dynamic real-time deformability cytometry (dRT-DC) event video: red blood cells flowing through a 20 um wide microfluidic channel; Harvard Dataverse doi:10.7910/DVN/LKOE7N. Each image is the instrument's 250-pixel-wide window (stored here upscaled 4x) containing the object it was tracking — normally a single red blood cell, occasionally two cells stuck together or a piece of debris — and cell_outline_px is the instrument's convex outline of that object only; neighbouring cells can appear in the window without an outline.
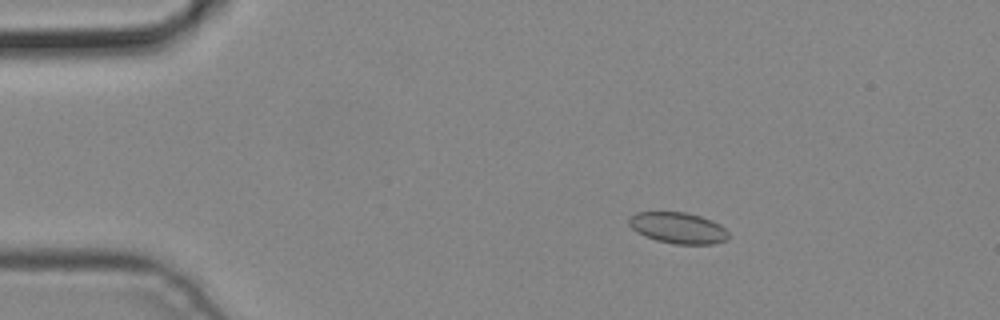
{"species": "common noctule bat (a hibernating species)", "species_latin": "Nyctalus noctula", "temperature_condition": "cold", "stored_images_in_passage": 6, "camera_frame_rate_fps": 3000, "um_per_image_px": 0.085, "animal": {"sex": "male", "body_mass_g": 19.2, "forearm_length_mm": 51.8}, "frame": {"image": 1, "passage_image": 3, "time_ms": 0.667, "image_size_px": [1000, 320], "cell_outline_px": [[728, 240], [712, 244], [676, 244], [656, 240], [644, 236], [636, 232], [628, 224], [628, 220], [636, 212], [684, 212], [700, 216], [712, 220], [720, 224], [728, 232]], "centroid_in_image_um": [57.64, 19.37], "position_along_channel_um": 27.4, "area_um2": 18.09}}
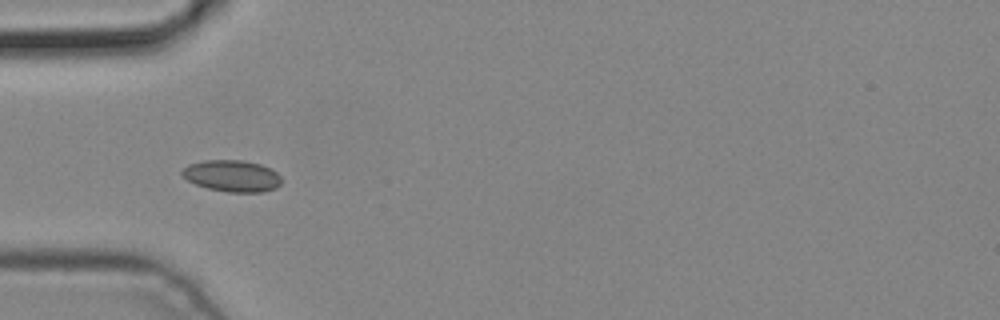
{"frame": {"image": 2, "passage_image": 5, "time_ms": 1.333, "image_size_px": [1000, 320], "cell_outline_px": [[284, 180], [276, 188], [260, 192], [228, 192], [208, 188], [196, 184], [188, 180], [180, 172], [188, 164], [204, 160], [240, 160], [260, 164], [276, 172]], "centroid_in_image_um": [19.74, 14.95], "position_along_channel_um": 65.3, "area_um2": 18.21}}
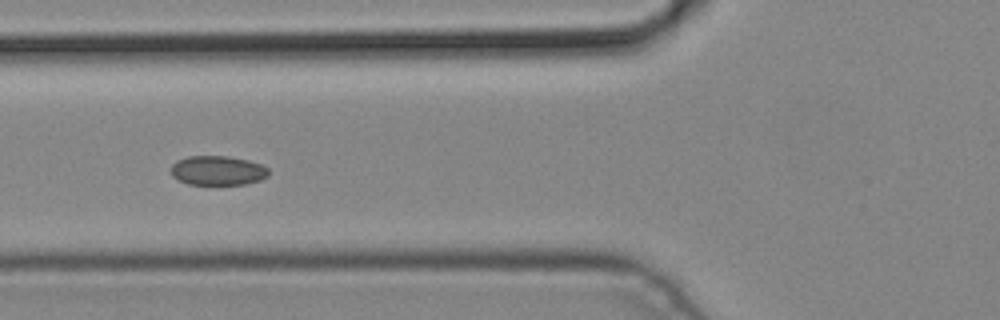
{"frame": {"image": 3, "passage_image": 6, "time_ms": 1.667, "image_size_px": [1000, 320], "cell_outline_px": [[268, 176], [260, 180], [244, 184], [188, 184], [172, 176], [172, 164], [176, 160], [188, 156], [228, 156], [248, 160], [260, 164], [268, 168]], "centroid_in_image_um": [18.5, 14.48], "position_along_channel_um": 107.3, "area_um2": 16.65}}